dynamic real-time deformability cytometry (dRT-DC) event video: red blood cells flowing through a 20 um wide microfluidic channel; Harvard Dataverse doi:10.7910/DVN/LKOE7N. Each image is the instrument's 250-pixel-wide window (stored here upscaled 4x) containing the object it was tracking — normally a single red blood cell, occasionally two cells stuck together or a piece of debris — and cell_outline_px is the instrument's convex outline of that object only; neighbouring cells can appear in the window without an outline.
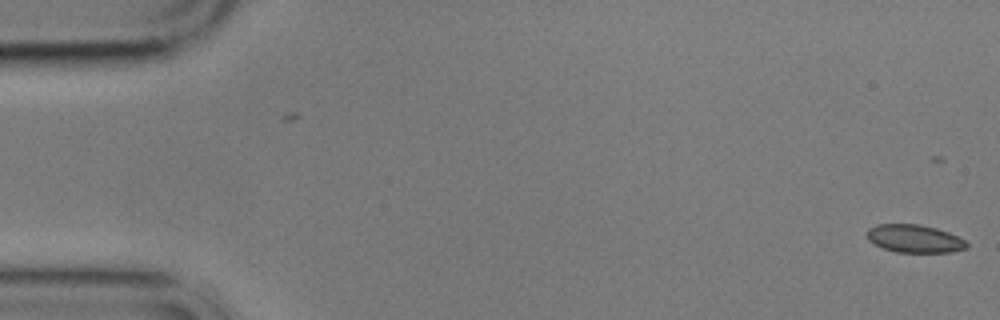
{"species": "common noctule bat (a hibernating species)", "species_latin": "Nyctalus noctula", "temperature_condition": "cold", "stored_images_in_passage": 2, "camera_frame_rate_fps": 3000, "um_per_image_px": 0.085, "animal": {"sex": "male", "body_mass_g": 17.9}, "frame": {"image": 1, "passage_image": 2, "time_ms": 1.333, "image_size_px": [1000, 320], "cell_outline_px": [[968, 248], [948, 252], [896, 252], [884, 248], [868, 240], [868, 228], [876, 224], [920, 224], [936, 228], [948, 232], [964, 240], [968, 244]], "centroid_in_image_um": [77.73, 20.28], "position_along_channel_um": 7.3, "area_um2": 16.07}}